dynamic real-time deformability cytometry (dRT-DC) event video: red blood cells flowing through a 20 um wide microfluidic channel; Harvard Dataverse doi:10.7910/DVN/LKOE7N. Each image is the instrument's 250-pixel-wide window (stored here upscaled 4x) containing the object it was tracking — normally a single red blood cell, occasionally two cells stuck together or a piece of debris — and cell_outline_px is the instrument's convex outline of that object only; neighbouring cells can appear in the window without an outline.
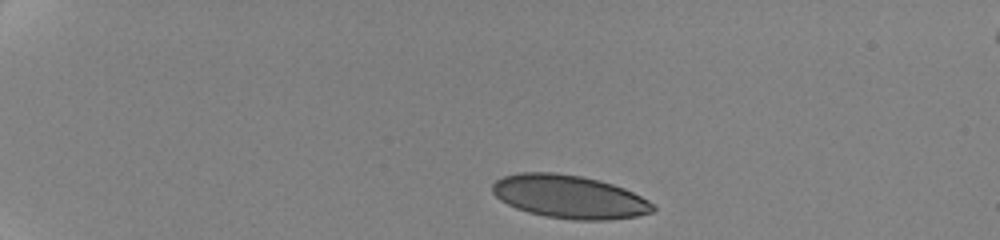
{"species": "human", "species_latin": "Homo sapiens", "temperature_condition": "cold", "stored_images_in_passage": 15, "camera_frame_rate_fps": 3000, "um_per_image_px": 0.085, "donor": {"sex": "female"}, "frame": {"image": 1, "passage_image": 1, "time_ms": 0.0, "image_size_px": [1000, 240], "cell_outline_px": [[656, 208], [652, 212], [636, 216], [608, 220], [572, 220], [544, 216], [528, 212], [516, 208], [500, 200], [492, 192], [492, 184], [496, 180], [504, 176], [520, 172], [556, 172], [580, 176], [600, 180], [624, 188], [648, 200]], "centroid_in_image_um": [48.37, 16.72], "position_along_channel_um": 36.6, "area_um2": 40.46}}
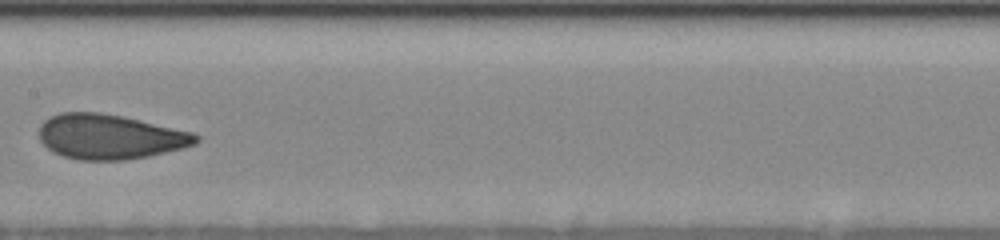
{"frame": {"image": 2, "passage_image": 9, "time_ms": 7.0, "image_size_px": [1000, 240], "cell_outline_px": [[200, 140], [196, 144], [184, 148], [148, 156], [124, 160], [80, 160], [64, 156], [52, 152], [40, 140], [40, 124], [44, 120], [60, 112], [100, 112], [120, 116], [192, 132], [200, 136]], "centroid_in_image_um": [9.34, 11.63], "position_along_channel_um": 198.1, "area_um2": 40.81}}
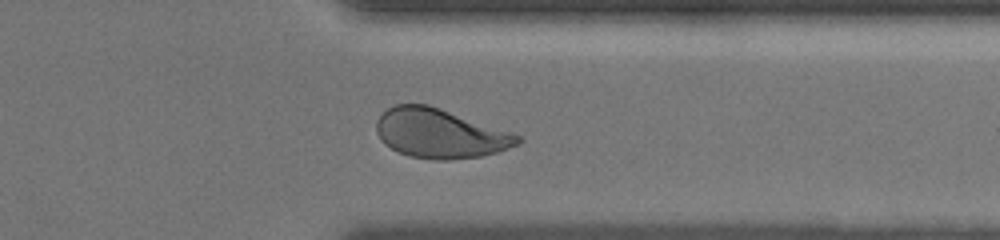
{"frame": {"image": 3, "passage_image": 15, "time_ms": 12.0, "image_size_px": [1000, 240], "cell_outline_px": [[520, 144], [496, 152], [480, 156], [448, 160], [436, 160], [408, 156], [384, 144], [380, 140], [376, 132], [376, 120], [388, 108], [396, 104], [428, 104], [512, 132], [520, 136]], "centroid_in_image_um": [37.38, 11.34], "position_along_channel_um": 374.0, "area_um2": 40.46}}